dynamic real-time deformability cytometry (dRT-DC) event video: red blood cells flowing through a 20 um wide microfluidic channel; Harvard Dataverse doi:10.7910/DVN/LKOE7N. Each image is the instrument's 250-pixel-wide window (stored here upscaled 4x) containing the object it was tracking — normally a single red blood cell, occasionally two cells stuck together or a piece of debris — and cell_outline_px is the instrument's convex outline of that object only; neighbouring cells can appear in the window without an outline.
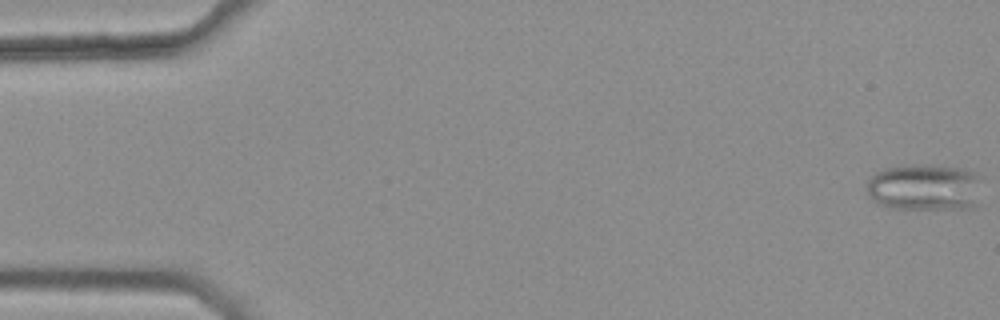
{"species": "common noctule bat (a hibernating species)", "species_latin": "Nyctalus noctula", "temperature_condition": "warm", "stored_images_in_passage": 5, "camera_frame_rate_fps": 3000, "um_per_image_px": 0.085, "animal": {"sex": "female", "body_mass_g": 25.1}, "frame": {"image": 1, "passage_image": 1, "time_ms": 0.0, "image_size_px": [1000, 320], "cell_outline_px": [[984, 176], [976, 208], [896, 208], [880, 204], [872, 200], [868, 192], [868, 180], [876, 172], [884, 168], [960, 168]], "centroid_in_image_um": [78.69, 15.97], "position_along_channel_um": 6.3, "area_um2": 30.4}}